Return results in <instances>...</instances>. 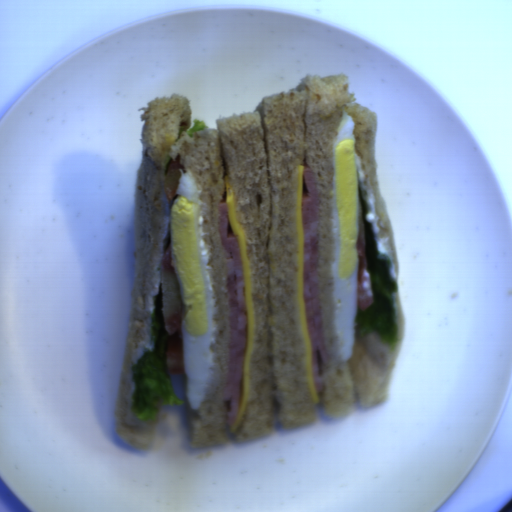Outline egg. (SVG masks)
Masks as SVG:
<instances>
[{
    "mask_svg": "<svg viewBox=\"0 0 512 512\" xmlns=\"http://www.w3.org/2000/svg\"><path fill=\"white\" fill-rule=\"evenodd\" d=\"M181 177L169 201V233L173 266L182 301L184 394L190 410L201 407L211 377V346L215 343L218 311L208 248L204 236L203 187L191 169Z\"/></svg>",
    "mask_w": 512,
    "mask_h": 512,
    "instance_id": "1",
    "label": "egg"
},
{
    "mask_svg": "<svg viewBox=\"0 0 512 512\" xmlns=\"http://www.w3.org/2000/svg\"><path fill=\"white\" fill-rule=\"evenodd\" d=\"M333 142L331 229L333 321L339 358L353 355L358 298L356 243L359 235V176L355 162V123L344 109Z\"/></svg>",
    "mask_w": 512,
    "mask_h": 512,
    "instance_id": "2",
    "label": "egg"
}]
</instances>
